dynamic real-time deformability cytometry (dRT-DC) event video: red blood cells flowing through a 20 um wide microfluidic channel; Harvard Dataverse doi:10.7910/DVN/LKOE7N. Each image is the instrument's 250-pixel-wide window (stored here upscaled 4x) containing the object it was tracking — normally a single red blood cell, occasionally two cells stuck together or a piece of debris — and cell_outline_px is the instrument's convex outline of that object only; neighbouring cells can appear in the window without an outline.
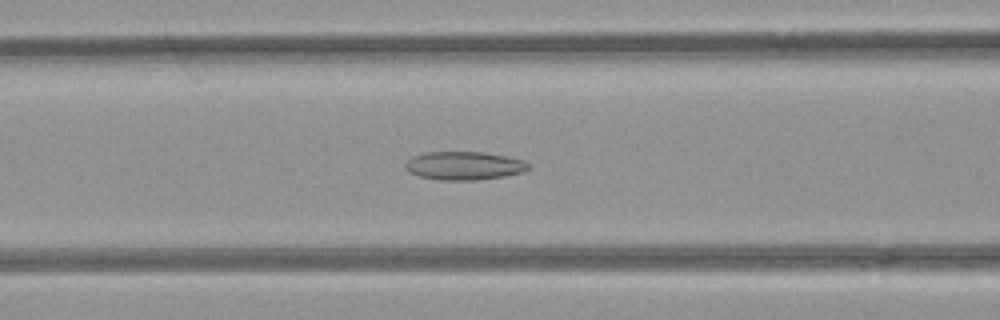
{"species": "common noctule bat (a hibernating species)", "species_latin": "Nyctalus noctula", "temperature_condition": "room temperature", "stored_images_in_passage": 44, "camera_frame_rate_fps": 3000, "um_per_image_px": 0.085, "animal": {"sex": "female", "body_mass_g": 21.9}, "frame": {"image": 1, "passage_image": 13, "time_ms": 4.0, "image_size_px": [1000, 320], "cell_outline_px": [[528, 168], [524, 172], [504, 176], [476, 180], [440, 180], [420, 176], [408, 172], [404, 168], [404, 164], [412, 156], [424, 152], [484, 152], [508, 156], [524, 160], [528, 164]], "centroid_in_image_um": [39.43, 14.08], "position_along_channel_um": 127.2, "area_um2": 20.46}}
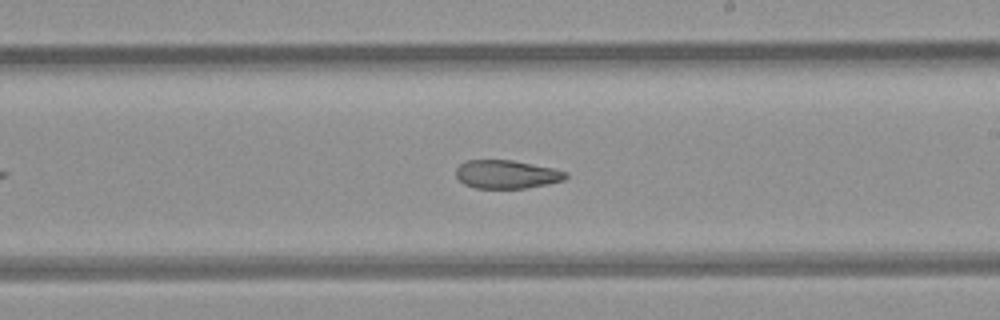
{"frame": {"image": 2, "passage_image": 22, "time_ms": 7.0, "image_size_px": [1000, 320], "cell_outline_px": [[568, 176], [564, 180], [548, 184], [524, 188], [476, 188], [464, 184], [456, 176], [456, 168], [460, 164], [468, 160], [512, 160], [552, 168], [568, 172]], "centroid_in_image_um": [43.07, 14.82], "position_along_channel_um": 245.9, "area_um2": 18.09}}
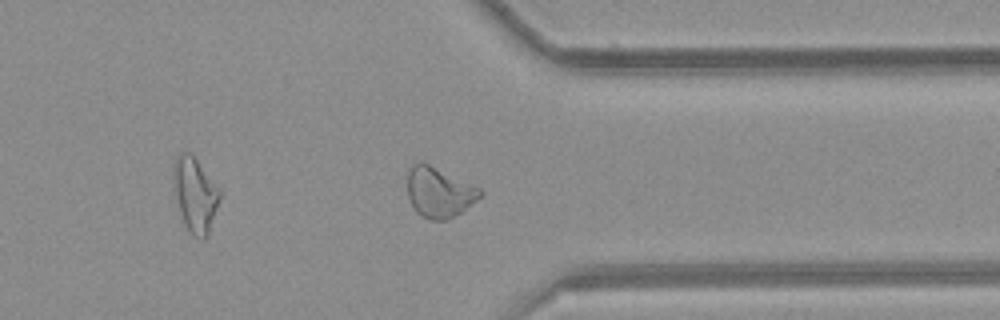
{"frame": {"image": 3, "passage_image": 32, "time_ms": 10.333, "image_size_px": [1000, 320], "cell_outline_px": [[484, 192], [476, 200], [460, 212], [444, 220], [432, 220], [420, 216], [416, 212], [408, 200], [408, 172], [412, 164], [420, 160], [480, 188]], "centroid_in_image_um": [37.28, 16.33], "position_along_channel_um": 374.1, "area_um2": 21.04}, "authors_computed_cell_mechanics": {"area_um2": 21.1837, "velocity_mm_per_s": 3.959, "shape_relaxation_time_tau1_ms": null, "shape_relaxation_time_tau2_ms": 3.1015, "deformation_change_tau1": null, "deformation_change_tau2": 0.0861}}